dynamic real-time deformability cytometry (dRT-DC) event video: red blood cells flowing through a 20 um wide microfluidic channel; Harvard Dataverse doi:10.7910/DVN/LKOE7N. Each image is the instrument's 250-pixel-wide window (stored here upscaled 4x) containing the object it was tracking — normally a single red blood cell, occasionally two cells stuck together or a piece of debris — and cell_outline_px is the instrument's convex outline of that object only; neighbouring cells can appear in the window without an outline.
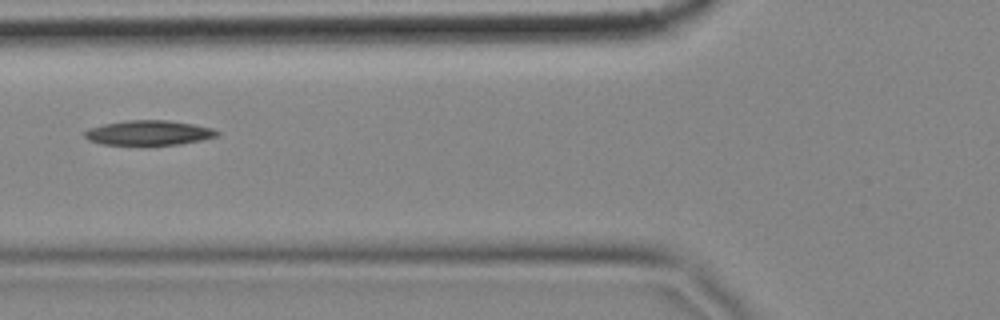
{"species": "common noctule bat (a hibernating species)", "species_latin": "Nyctalus noctula", "temperature_condition": "cold", "stored_images_in_passage": 3, "camera_frame_rate_fps": 3000, "um_per_image_px": 0.085, "animal": {"sex": "female", "body_mass_g": 18.4}, "frame": {"image": 1, "passage_image": 2, "time_ms": 0.333, "image_size_px": [1000, 320], "cell_outline_px": [[220, 136], [180, 144], [144, 148], [104, 144], [88, 140], [84, 136], [84, 132], [88, 128], [104, 124], [128, 120], [168, 120], [192, 124], [212, 128], [220, 132]], "centroid_in_image_um": [12.63, 11.34], "position_along_channel_um": 113.2, "area_um2": 20.0}}
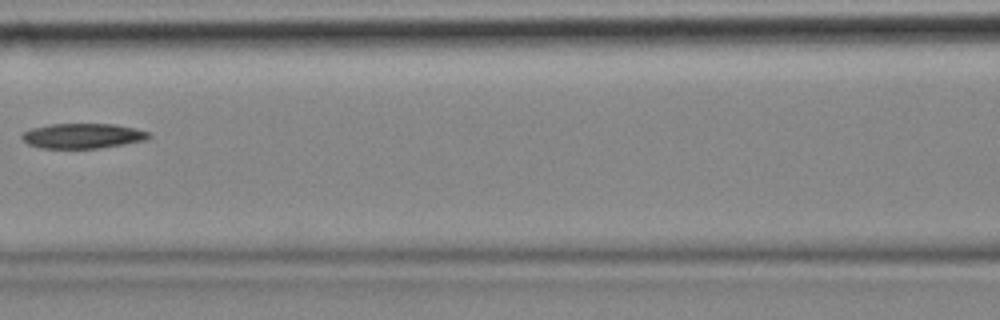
{"frame": {"image": 2, "passage_image": 3, "time_ms": 0.667, "image_size_px": [1000, 320], "cell_outline_px": [[152, 136], [144, 140], [124, 144], [96, 148], [40, 148], [28, 144], [20, 136], [24, 132], [32, 128], [52, 124], [112, 124], [136, 128], [148, 132]], "centroid_in_image_um": [7.02, 11.55], "position_along_channel_um": 159.6, "area_um2": 18.32}}